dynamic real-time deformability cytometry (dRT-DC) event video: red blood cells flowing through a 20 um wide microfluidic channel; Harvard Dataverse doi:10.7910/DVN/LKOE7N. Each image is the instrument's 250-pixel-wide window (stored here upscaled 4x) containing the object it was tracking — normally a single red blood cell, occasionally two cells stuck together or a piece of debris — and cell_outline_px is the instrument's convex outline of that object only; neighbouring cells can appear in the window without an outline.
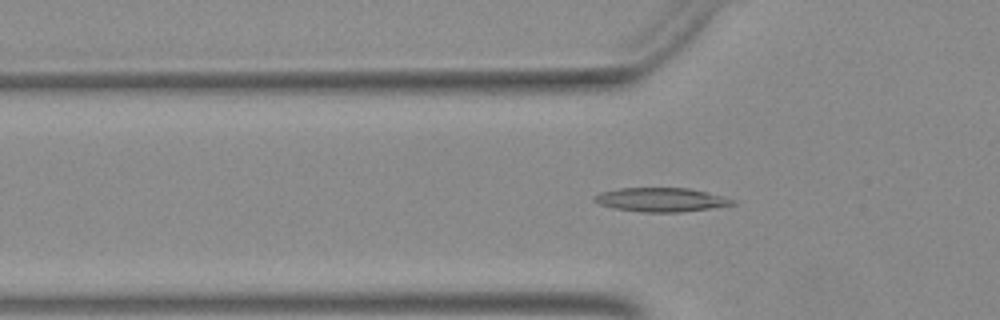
{"species": "Egyptian fruit bat (a non-hibernating species)", "species_latin": "Rousettus aegyptiacus", "temperature_condition": "warm", "stored_images_in_passage": 41, "camera_frame_rate_fps": 3000, "um_per_image_px": 0.085, "animal": {"sex": "female"}, "frame": {"image": 1, "passage_image": 16, "time_ms": 5.0, "image_size_px": [1000, 320], "cell_outline_px": [[736, 204], [680, 212], [640, 212], [612, 208], [600, 204], [592, 200], [592, 196], [600, 192], [620, 188], [688, 188], [736, 200]], "centroid_in_image_um": [56.11, 16.98], "position_along_channel_um": 69.7, "area_um2": 19.13}}
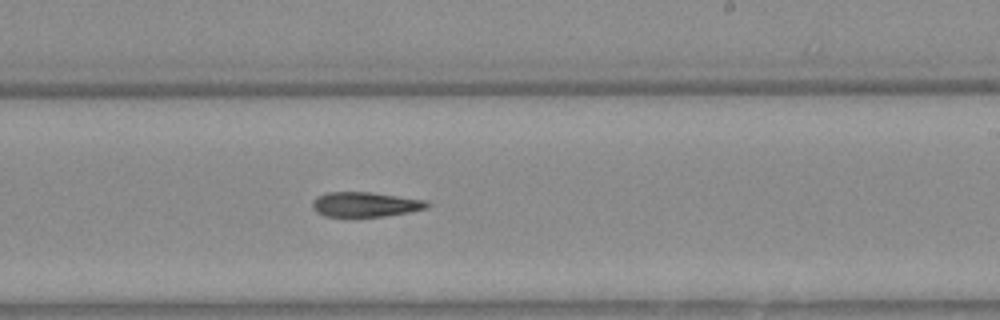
{"frame": {"image": 2, "passage_image": 30, "time_ms": 9.667, "image_size_px": [1000, 320], "cell_outline_px": [[428, 208], [408, 212], [384, 216], [324, 216], [316, 212], [312, 208], [312, 204], [320, 196], [328, 192], [368, 192], [428, 200]], "centroid_in_image_um": [31.07, 17.38], "position_along_channel_um": 257.9, "area_um2": 16.3}}
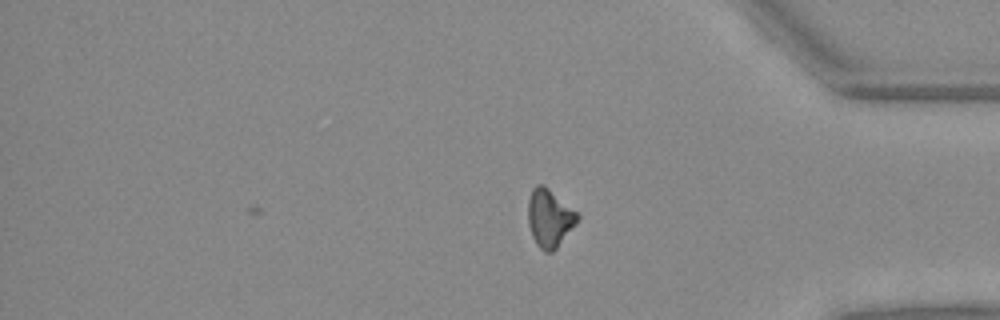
{"frame": {"image": 3, "passage_image": 41, "time_ms": 13.333, "image_size_px": [1000, 320], "cell_outline_px": [[580, 216], [576, 224], [556, 248], [552, 252], [544, 252], [536, 244], [532, 236], [528, 224], [528, 200], [532, 188], [536, 184], [544, 184], [576, 212]], "centroid_in_image_um": [46.68, 18.53], "position_along_channel_um": 388.5, "area_um2": 16.59}}